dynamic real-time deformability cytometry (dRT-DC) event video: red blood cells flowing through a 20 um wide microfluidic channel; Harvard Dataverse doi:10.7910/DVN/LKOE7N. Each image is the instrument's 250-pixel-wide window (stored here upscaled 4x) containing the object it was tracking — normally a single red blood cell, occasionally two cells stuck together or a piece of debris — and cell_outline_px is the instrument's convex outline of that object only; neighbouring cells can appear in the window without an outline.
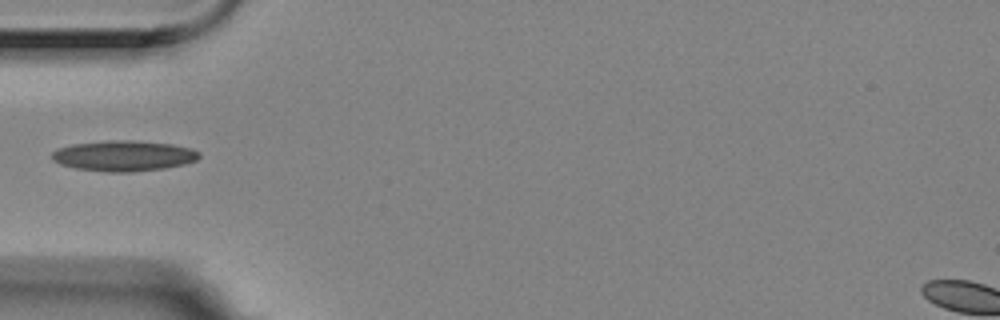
{"species": "Egyptian fruit bat (a non-hibernating species)", "species_latin": "Rousettus aegyptiacus", "temperature_condition": "room temperature", "stored_images_in_passage": 11, "camera_frame_rate_fps": 3000, "um_per_image_px": 0.085, "animal": {"sex": "female"}, "frame": {"image": 1, "passage_image": 1, "time_ms": 0.0, "image_size_px": [1000, 320], "cell_outline_px": [[200, 156], [196, 160], [184, 164], [164, 168], [132, 172], [108, 172], [76, 168], [60, 164], [52, 160], [52, 152], [60, 148], [72, 144], [108, 140], [132, 140], [172, 144], [192, 148], [200, 152]], "centroid_in_image_um": [10.53, 13.24], "position_along_channel_um": 74.5, "area_um2": 26.24}}
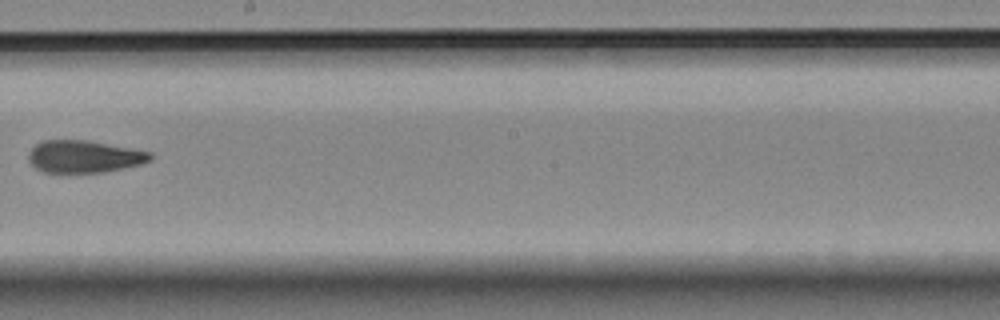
{"frame": {"image": 2, "passage_image": 5, "time_ms": 1.333, "image_size_px": [1000, 320], "cell_outline_px": [[152, 160], [140, 164], [124, 168], [104, 172], [44, 172], [36, 168], [28, 160], [28, 152], [36, 144], [44, 140], [88, 140], [132, 148], [152, 152]], "centroid_in_image_um": [7.16, 13.3], "position_along_channel_um": 241.0, "area_um2": 22.95}}
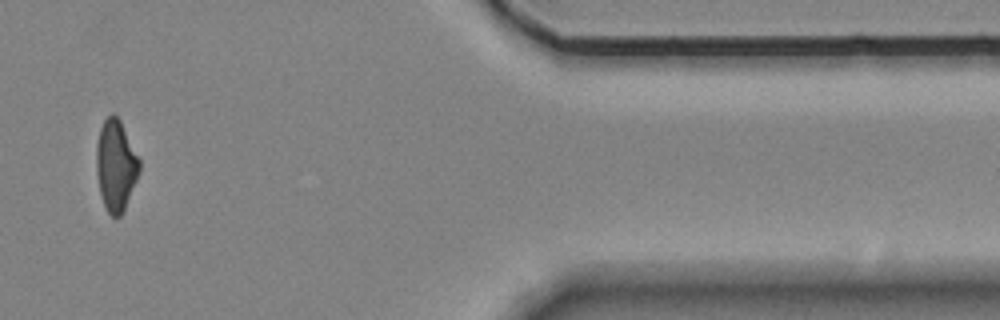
{"frame": {"image": 3, "passage_image": 10, "time_ms": 3.0, "image_size_px": [1000, 320], "cell_outline_px": [[140, 172], [124, 208], [120, 216], [116, 220], [108, 212], [100, 196], [96, 172], [96, 144], [100, 128], [104, 120], [112, 112], [120, 120], [140, 160]], "centroid_in_image_um": [9.83, 14.06], "position_along_channel_um": 401.6, "area_um2": 22.83}}